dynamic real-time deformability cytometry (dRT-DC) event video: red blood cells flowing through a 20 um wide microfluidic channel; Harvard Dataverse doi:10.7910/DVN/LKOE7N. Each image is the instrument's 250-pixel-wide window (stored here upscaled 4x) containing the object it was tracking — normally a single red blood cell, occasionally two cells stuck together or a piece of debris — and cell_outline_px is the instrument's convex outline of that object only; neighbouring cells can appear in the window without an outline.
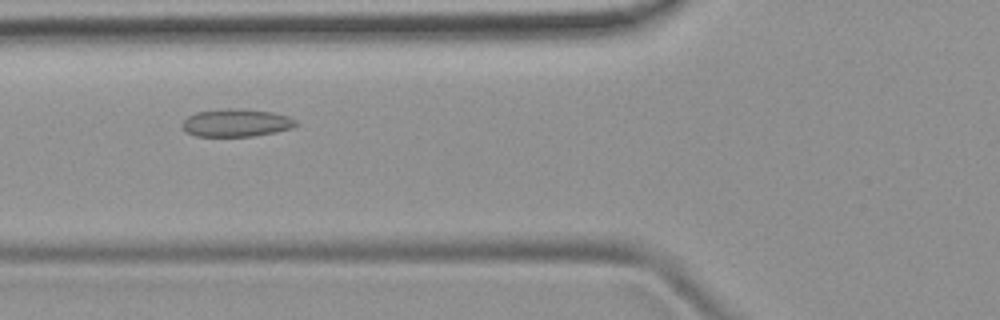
{"species": "common noctule bat (a hibernating species)", "species_latin": "Nyctalus noctula", "temperature_condition": "room temperature", "stored_images_in_passage": 37, "camera_frame_rate_fps": 3000, "um_per_image_px": 0.085, "animal": {"sex": "female", "body_mass_g": 19.9}, "frame": {"image": 1, "passage_image": 5, "time_ms": 1.333, "image_size_px": [1000, 320], "cell_outline_px": [[296, 124], [292, 128], [276, 132], [252, 136], [196, 136], [188, 132], [180, 124], [188, 116], [196, 112], [228, 108], [236, 108], [272, 112], [288, 116], [296, 120]], "centroid_in_image_um": [20.08, 10.43], "position_along_channel_um": 105.7, "area_um2": 18.26}}
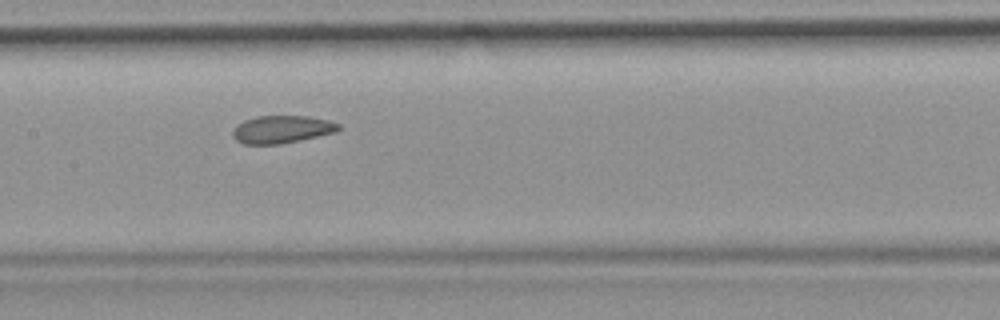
{"frame": {"image": 2, "passage_image": 11, "time_ms": 3.333, "image_size_px": [1000, 320], "cell_outline_px": [[340, 128], [336, 132], [280, 144], [244, 144], [236, 140], [232, 136], [232, 132], [236, 124], [244, 120], [256, 116], [308, 116], [328, 120], [340, 124]], "centroid_in_image_um": [23.92, 10.99], "position_along_channel_um": 183.5, "area_um2": 17.05}}
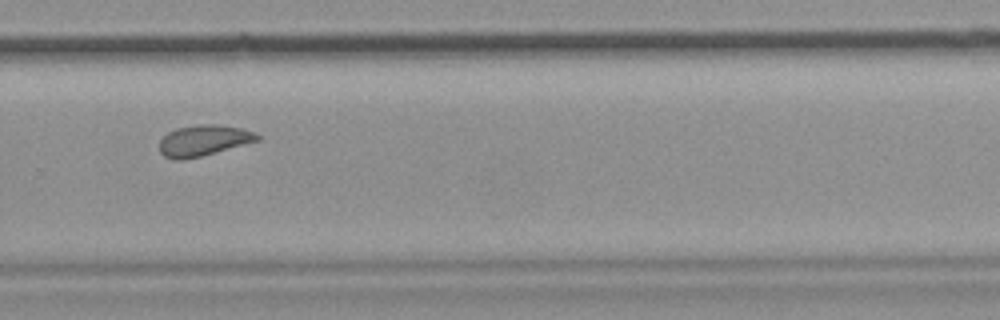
{"frame": {"image": 3, "passage_image": 21, "time_ms": 6.667, "image_size_px": [1000, 320], "cell_outline_px": [[260, 140], [200, 156], [180, 160], [176, 160], [164, 156], [160, 152], [160, 140], [168, 132], [176, 128], [196, 124], [220, 124], [240, 128], [256, 132], [260, 136]], "centroid_in_image_um": [17.31, 11.92], "position_along_channel_um": 312.5, "area_um2": 17.57}, "authors_computed_cell_mechanics": {"area_um2": 17.7446, "velocity_mm_per_s": 3.8818, "shape_relaxation_time_tau1_ms": null, "shape_relaxation_time_tau2_ms": 2.5033, "deformation_change_tau1": null, "deformation_change_tau2": 0.0685}}